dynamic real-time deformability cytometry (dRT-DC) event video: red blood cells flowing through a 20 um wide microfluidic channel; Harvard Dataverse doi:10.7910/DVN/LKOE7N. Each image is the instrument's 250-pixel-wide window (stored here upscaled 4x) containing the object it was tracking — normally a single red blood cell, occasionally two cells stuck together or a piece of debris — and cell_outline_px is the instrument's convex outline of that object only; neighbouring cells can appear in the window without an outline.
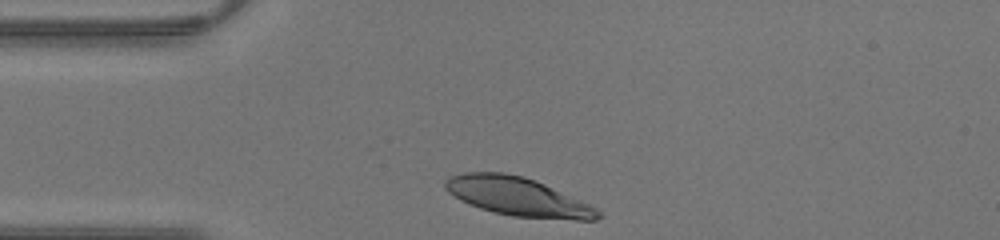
{"species": "human", "species_latin": "Homo sapiens", "temperature_condition": "warm", "stored_images_in_passage": 24, "camera_frame_rate_fps": 3000, "um_per_image_px": 0.085, "donor": {"sex": "male"}, "frame": {"image": 1, "passage_image": 1, "time_ms": 0.0, "image_size_px": [1000, 240], "cell_outline_px": [[600, 216], [596, 220], [576, 220], [512, 216], [480, 208], [460, 200], [448, 192], [444, 188], [444, 180], [448, 176], [464, 172], [504, 172], [524, 176], [544, 184], [580, 200], [596, 208], [600, 212]], "centroid_in_image_um": [43.96, 16.7], "position_along_channel_um": 41.0, "area_um2": 34.16}}
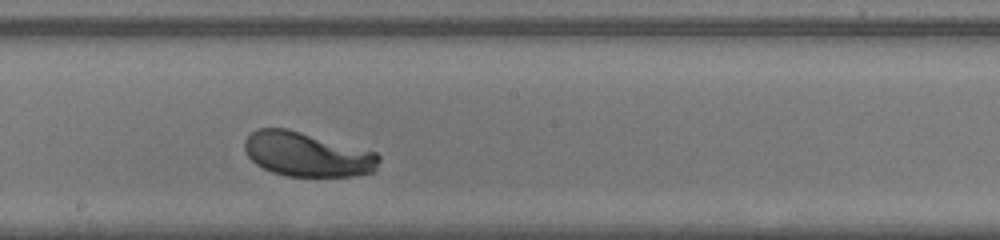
{"frame": {"image": 2, "passage_image": 14, "time_ms": 4.333, "image_size_px": [1000, 240], "cell_outline_px": [[380, 160], [376, 168], [372, 172], [352, 176], [284, 176], [272, 172], [256, 164], [248, 156], [244, 148], [244, 140], [256, 128], [288, 128], [376, 152], [380, 156]], "centroid_in_image_um": [26.09, 13.11], "position_along_channel_um": 222.1, "area_um2": 34.74}}
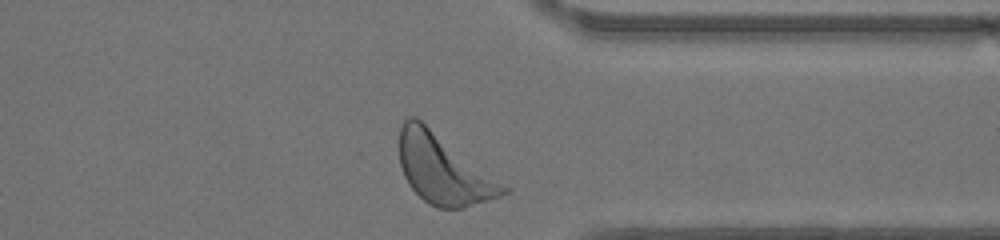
{"frame": {"image": 3, "passage_image": 24, "time_ms": 7.667, "image_size_px": [1000, 240], "cell_outline_px": [[512, 192], [500, 196], [460, 208], [436, 208], [428, 204], [408, 184], [404, 176], [400, 164], [400, 128], [404, 120], [408, 116], [416, 116], [512, 188]], "centroid_in_image_um": [37.73, 14.38], "position_along_channel_um": 373.7, "area_um2": 42.19}}